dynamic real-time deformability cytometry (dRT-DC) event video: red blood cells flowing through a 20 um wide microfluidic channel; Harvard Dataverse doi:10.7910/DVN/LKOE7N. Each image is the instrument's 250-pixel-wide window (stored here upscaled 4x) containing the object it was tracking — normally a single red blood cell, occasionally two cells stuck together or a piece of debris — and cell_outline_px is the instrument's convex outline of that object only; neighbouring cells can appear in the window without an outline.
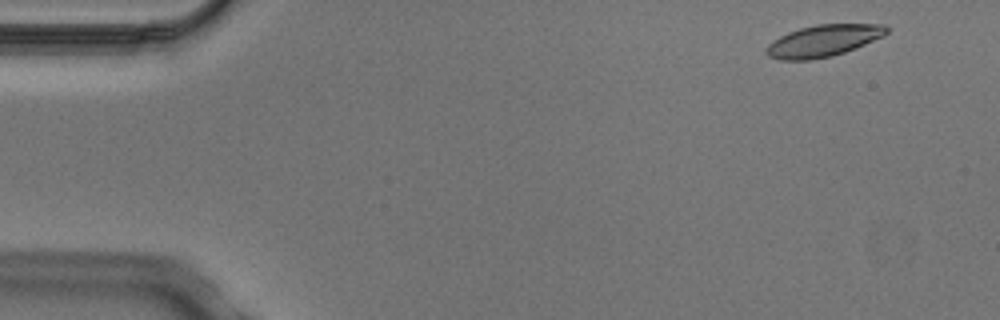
{"species": "Egyptian fruit bat (a non-hibernating species)", "species_latin": "Rousettus aegyptiacus", "temperature_condition": "cold", "stored_images_in_passage": 3, "camera_frame_rate_fps": 3000, "um_per_image_px": 0.085, "animal": {"sex": "male"}, "frame": {"image": 1, "passage_image": 1, "time_ms": 0.0, "image_size_px": [1000, 320], "cell_outline_px": [[888, 32], [884, 36], [844, 52], [832, 56], [812, 60], [780, 60], [768, 56], [764, 52], [764, 48], [772, 40], [788, 32], [800, 28], [816, 24], [884, 24], [888, 28]], "centroid_in_image_um": [69.94, 3.47], "position_along_channel_um": 15.1, "area_um2": 22.37}}